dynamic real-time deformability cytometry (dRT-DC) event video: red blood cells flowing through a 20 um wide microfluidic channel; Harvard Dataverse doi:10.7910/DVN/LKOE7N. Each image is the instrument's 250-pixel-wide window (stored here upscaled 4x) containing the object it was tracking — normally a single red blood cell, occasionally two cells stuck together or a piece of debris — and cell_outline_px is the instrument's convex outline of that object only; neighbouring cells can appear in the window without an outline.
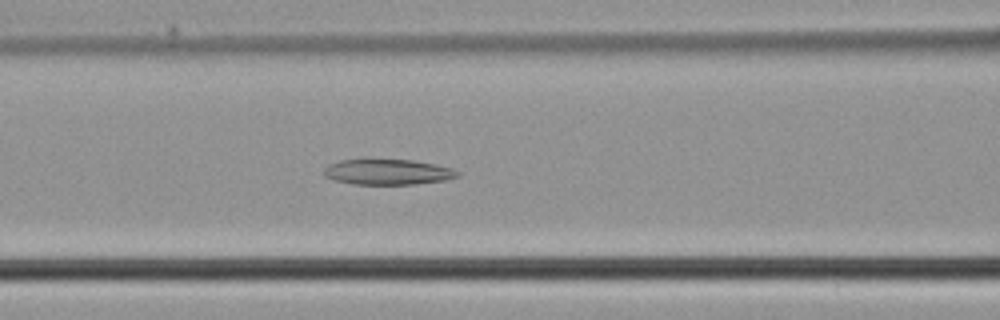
{"species": "common noctule bat (a hibernating species)", "species_latin": "Nyctalus noctula", "temperature_condition": "cold", "stored_images_in_passage": 51, "camera_frame_rate_fps": 3000, "um_per_image_px": 0.085, "animal": {"sex": "male", "body_mass_g": 21.5, "forearm_length_mm": 52.0}, "frame": {"image": 1, "passage_image": 22, "time_ms": 7.0, "image_size_px": [1000, 320], "cell_outline_px": [[460, 176], [448, 180], [416, 184], [352, 184], [336, 180], [324, 176], [324, 168], [328, 164], [340, 160], [412, 160], [436, 164], [452, 168], [460, 172]], "centroid_in_image_um": [33.01, 14.62], "position_along_channel_um": 133.6, "area_um2": 19.88}}
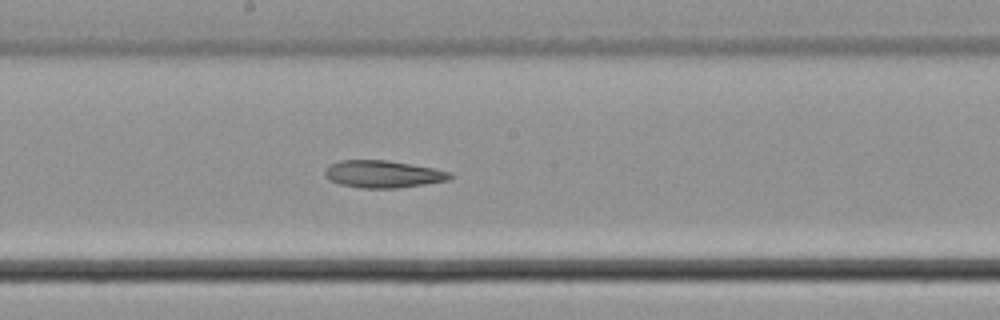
{"frame": {"image": 2, "passage_image": 28, "time_ms": 9.0, "image_size_px": [1000, 320], "cell_outline_px": [[452, 176], [448, 180], [400, 188], [360, 188], [340, 184], [328, 180], [324, 176], [324, 172], [332, 164], [340, 160], [388, 160], [432, 168], [452, 172]], "centroid_in_image_um": [32.54, 14.8], "position_along_channel_um": 215.7, "area_um2": 19.83}}
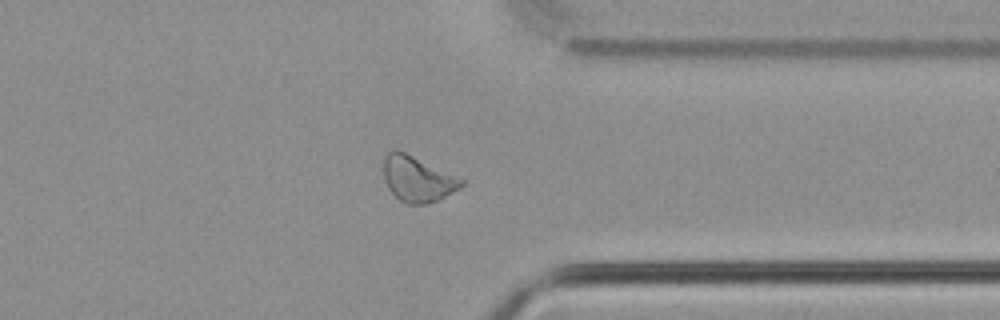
{"frame": {"image": 3, "passage_image": 40, "time_ms": 13.0, "image_size_px": [1000, 320], "cell_outline_px": [[464, 184], [460, 188], [436, 200], [424, 204], [408, 204], [400, 200], [388, 188], [384, 180], [384, 156], [388, 152], [396, 148], [464, 180]], "centroid_in_image_um": [35.45, 15.2], "position_along_channel_um": 376.0, "area_um2": 20.23}}